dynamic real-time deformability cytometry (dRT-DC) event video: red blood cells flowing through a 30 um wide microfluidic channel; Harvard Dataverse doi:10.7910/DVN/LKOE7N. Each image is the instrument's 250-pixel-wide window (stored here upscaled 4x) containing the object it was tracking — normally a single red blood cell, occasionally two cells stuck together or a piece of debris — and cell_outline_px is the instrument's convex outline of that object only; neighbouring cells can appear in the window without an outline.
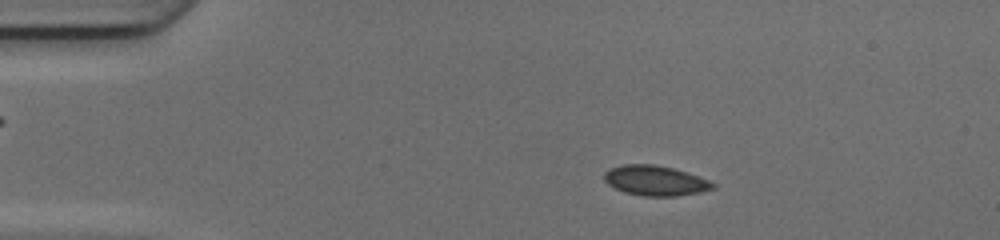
{"species": "common noctule bat (a hibernating species)", "species_latin": "Nyctalus noctula", "temperature_condition": "cold", "stored_images_in_passage": 49, "camera_frame_rate_fps": 3000, "um_per_image_px": 0.085, "animal": {"sex": "female", "body_mass_g": 17.0, "forearm_length_mm": 48.0}, "frame": {"image": 1, "passage_image": 9, "time_ms": 2.667, "image_size_px": [1000, 240], "cell_outline_px": [[716, 188], [700, 192], [676, 196], [644, 196], [624, 192], [608, 184], [604, 180], [604, 172], [620, 164], [656, 164], [672, 168], [708, 180], [716, 184]], "centroid_in_image_um": [55.68, 15.35], "position_along_channel_um": 29.3, "area_um2": 18.9}}
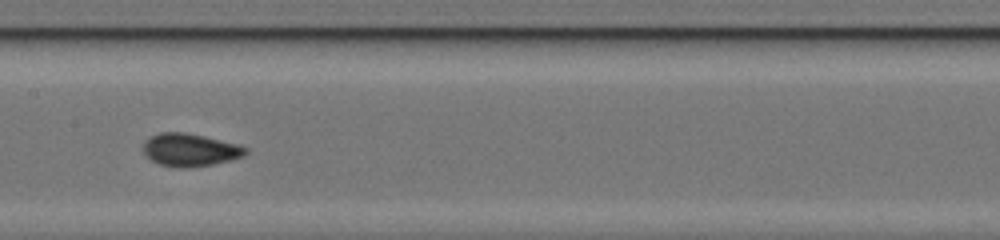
{"frame": {"image": 2, "passage_image": 25, "time_ms": 8.0, "image_size_px": [1000, 240], "cell_outline_px": [[248, 152], [244, 156], [212, 164], [184, 168], [180, 168], [160, 164], [152, 160], [144, 152], [144, 140], [148, 136], [160, 132], [184, 132], [204, 136], [240, 144], [248, 148]], "centroid_in_image_um": [16.16, 12.72], "position_along_channel_um": 191.2, "area_um2": 19.54}}
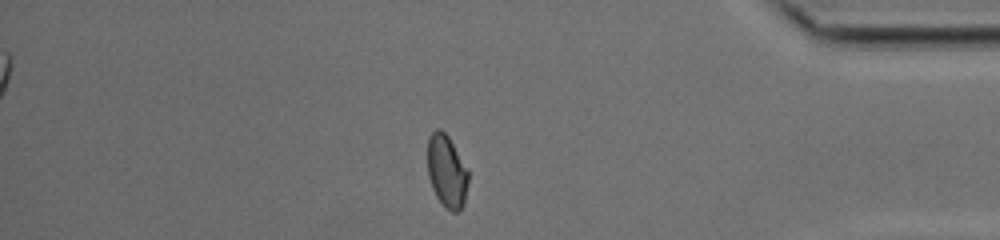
{"frame": {"image": 3, "passage_image": 42, "time_ms": 13.667, "image_size_px": [1000, 240], "cell_outline_px": [[468, 184], [464, 204], [460, 212], [452, 212], [436, 196], [432, 188], [428, 176], [428, 136], [436, 128], [440, 128], [448, 136], [468, 168]], "centroid_in_image_um": [37.99, 14.54], "position_along_channel_um": 397.2, "area_um2": 17.34}, "authors_computed_cell_mechanics": {"area_um2": 18.4382, "velocity_mm_per_s": 4.21, "shape_relaxation_time_tau1_ms": 3.7128, "shape_relaxation_time_tau2_ms": null, "deformation_change_tau1": 0.0993, "deformation_change_tau2": null}}